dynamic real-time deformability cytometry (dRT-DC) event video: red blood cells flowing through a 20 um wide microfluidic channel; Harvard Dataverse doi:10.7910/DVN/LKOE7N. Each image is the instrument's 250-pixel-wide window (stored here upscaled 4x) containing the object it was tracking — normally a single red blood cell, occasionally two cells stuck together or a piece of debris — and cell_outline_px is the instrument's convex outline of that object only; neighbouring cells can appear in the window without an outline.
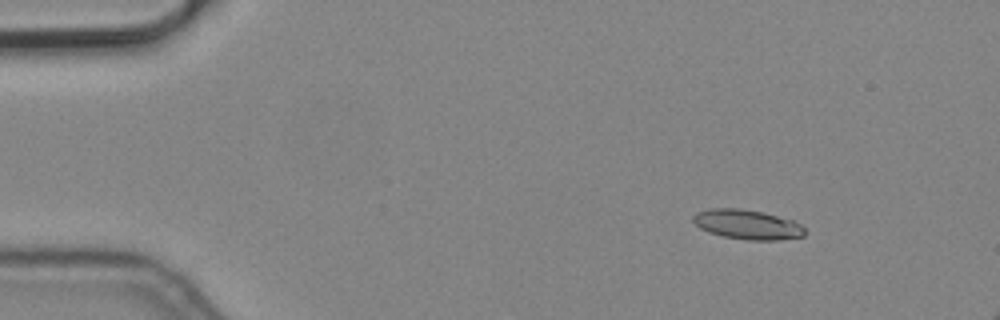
{"species": "common noctule bat (a hibernating species)", "species_latin": "Nyctalus noctula", "temperature_condition": "cold", "stored_images_in_passage": 5, "camera_frame_rate_fps": 3000, "um_per_image_px": 0.085, "animal": {"sex": "male", "body_mass_g": 19.2, "forearm_length_mm": 51.8}, "frame": {"image": 1, "passage_image": 3, "time_ms": 0.667, "image_size_px": [1000, 320], "cell_outline_px": [[804, 236], [780, 240], [748, 240], [724, 236], [708, 232], [700, 228], [692, 220], [692, 216], [696, 212], [708, 208], [740, 208], [764, 212], [792, 220], [800, 224], [804, 228]], "centroid_in_image_um": [63.5, 19.07], "position_along_channel_um": 21.5, "area_um2": 19.36}}